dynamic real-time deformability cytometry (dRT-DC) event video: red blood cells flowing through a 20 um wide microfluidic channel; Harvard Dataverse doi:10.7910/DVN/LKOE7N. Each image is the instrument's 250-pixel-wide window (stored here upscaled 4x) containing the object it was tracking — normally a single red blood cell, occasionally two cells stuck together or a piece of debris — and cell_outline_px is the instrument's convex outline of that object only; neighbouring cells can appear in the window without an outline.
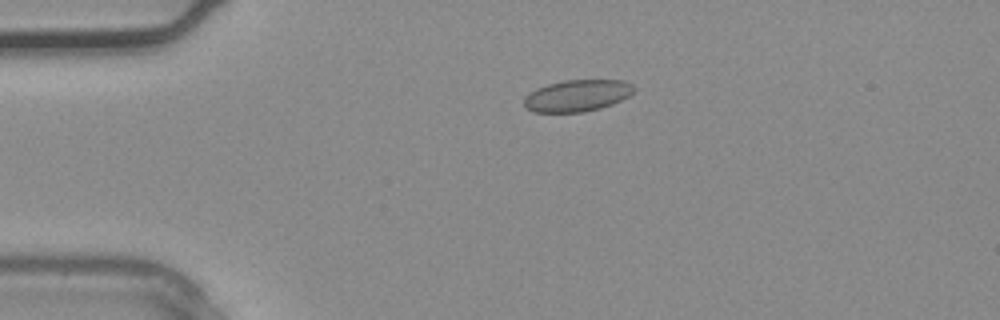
{"species": "common noctule bat (a hibernating species)", "species_latin": "Nyctalus noctula", "temperature_condition": "warm", "stored_images_in_passage": 3, "camera_frame_rate_fps": 3000, "um_per_image_px": 0.085, "animal": {"sex": "male", "body_mass_g": 20.4}, "frame": {"image": 1, "passage_image": 3, "time_ms": 0.667, "image_size_px": [1000, 320], "cell_outline_px": [[636, 88], [628, 96], [612, 104], [600, 108], [584, 112], [532, 112], [524, 108], [524, 96], [536, 88], [548, 84], [564, 80], [624, 80], [632, 84]], "centroid_in_image_um": [49.03, 8.13], "position_along_channel_um": 36.0, "area_um2": 20.4}}